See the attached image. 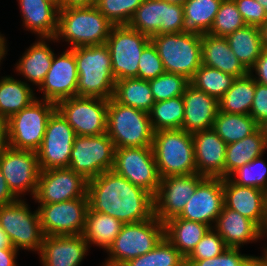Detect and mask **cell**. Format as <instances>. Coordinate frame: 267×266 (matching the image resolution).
<instances>
[{"mask_svg":"<svg viewBox=\"0 0 267 266\" xmlns=\"http://www.w3.org/2000/svg\"><path fill=\"white\" fill-rule=\"evenodd\" d=\"M107 135L115 148L152 147L154 130L148 112L108 100Z\"/></svg>","mask_w":267,"mask_h":266,"instance_id":"5b68a950","label":"cell"},{"mask_svg":"<svg viewBox=\"0 0 267 266\" xmlns=\"http://www.w3.org/2000/svg\"><path fill=\"white\" fill-rule=\"evenodd\" d=\"M263 156L238 168L228 178L239 186L255 187L267 192V165Z\"/></svg>","mask_w":267,"mask_h":266,"instance_id":"7bdbcfd3","label":"cell"},{"mask_svg":"<svg viewBox=\"0 0 267 266\" xmlns=\"http://www.w3.org/2000/svg\"><path fill=\"white\" fill-rule=\"evenodd\" d=\"M71 50L77 63V96L111 99L116 80L106 44L79 46Z\"/></svg>","mask_w":267,"mask_h":266,"instance_id":"7a4b0ae2","label":"cell"},{"mask_svg":"<svg viewBox=\"0 0 267 266\" xmlns=\"http://www.w3.org/2000/svg\"><path fill=\"white\" fill-rule=\"evenodd\" d=\"M263 251H264V253H265L266 257H267V248L263 249Z\"/></svg>","mask_w":267,"mask_h":266,"instance_id":"003e7915","label":"cell"},{"mask_svg":"<svg viewBox=\"0 0 267 266\" xmlns=\"http://www.w3.org/2000/svg\"><path fill=\"white\" fill-rule=\"evenodd\" d=\"M249 115L252 116L258 124L267 119V85L255 81V94Z\"/></svg>","mask_w":267,"mask_h":266,"instance_id":"f907efd6","label":"cell"},{"mask_svg":"<svg viewBox=\"0 0 267 266\" xmlns=\"http://www.w3.org/2000/svg\"><path fill=\"white\" fill-rule=\"evenodd\" d=\"M249 73L256 82L267 85V50H263Z\"/></svg>","mask_w":267,"mask_h":266,"instance_id":"816d5d0a","label":"cell"},{"mask_svg":"<svg viewBox=\"0 0 267 266\" xmlns=\"http://www.w3.org/2000/svg\"><path fill=\"white\" fill-rule=\"evenodd\" d=\"M164 238V223L155 216L143 222L124 224L101 266H122L128 260L153 250Z\"/></svg>","mask_w":267,"mask_h":266,"instance_id":"52a82bcc","label":"cell"},{"mask_svg":"<svg viewBox=\"0 0 267 266\" xmlns=\"http://www.w3.org/2000/svg\"><path fill=\"white\" fill-rule=\"evenodd\" d=\"M261 238L264 239L263 237L267 238V197L265 201V214H264V220L261 225ZM267 247L265 246L263 249H266Z\"/></svg>","mask_w":267,"mask_h":266,"instance_id":"6125c7cd","label":"cell"},{"mask_svg":"<svg viewBox=\"0 0 267 266\" xmlns=\"http://www.w3.org/2000/svg\"><path fill=\"white\" fill-rule=\"evenodd\" d=\"M245 26L246 23L238 11L234 0H222L212 28L208 33L214 36L226 37L228 34Z\"/></svg>","mask_w":267,"mask_h":266,"instance_id":"b9f144b4","label":"cell"},{"mask_svg":"<svg viewBox=\"0 0 267 266\" xmlns=\"http://www.w3.org/2000/svg\"><path fill=\"white\" fill-rule=\"evenodd\" d=\"M51 1H53L54 3L58 5V0H51Z\"/></svg>","mask_w":267,"mask_h":266,"instance_id":"a7ac6f4b","label":"cell"},{"mask_svg":"<svg viewBox=\"0 0 267 266\" xmlns=\"http://www.w3.org/2000/svg\"><path fill=\"white\" fill-rule=\"evenodd\" d=\"M196 173L208 178H225L227 144L211 128L192 134Z\"/></svg>","mask_w":267,"mask_h":266,"instance_id":"7402d4cb","label":"cell"},{"mask_svg":"<svg viewBox=\"0 0 267 266\" xmlns=\"http://www.w3.org/2000/svg\"><path fill=\"white\" fill-rule=\"evenodd\" d=\"M30 86L10 75L0 78V120H8L37 99Z\"/></svg>","mask_w":267,"mask_h":266,"instance_id":"4dcf8cb0","label":"cell"},{"mask_svg":"<svg viewBox=\"0 0 267 266\" xmlns=\"http://www.w3.org/2000/svg\"><path fill=\"white\" fill-rule=\"evenodd\" d=\"M123 225L119 219L88 209L82 236L87 241L89 248L94 244L107 251Z\"/></svg>","mask_w":267,"mask_h":266,"instance_id":"1f68e13d","label":"cell"},{"mask_svg":"<svg viewBox=\"0 0 267 266\" xmlns=\"http://www.w3.org/2000/svg\"><path fill=\"white\" fill-rule=\"evenodd\" d=\"M260 39L262 41L263 49L267 50V20L258 27Z\"/></svg>","mask_w":267,"mask_h":266,"instance_id":"680465c9","label":"cell"},{"mask_svg":"<svg viewBox=\"0 0 267 266\" xmlns=\"http://www.w3.org/2000/svg\"><path fill=\"white\" fill-rule=\"evenodd\" d=\"M56 109L74 129L76 136H97L106 133L107 99L75 96L59 101Z\"/></svg>","mask_w":267,"mask_h":266,"instance_id":"7c38bea8","label":"cell"},{"mask_svg":"<svg viewBox=\"0 0 267 266\" xmlns=\"http://www.w3.org/2000/svg\"><path fill=\"white\" fill-rule=\"evenodd\" d=\"M13 247L7 234L0 227V249Z\"/></svg>","mask_w":267,"mask_h":266,"instance_id":"94428289","label":"cell"},{"mask_svg":"<svg viewBox=\"0 0 267 266\" xmlns=\"http://www.w3.org/2000/svg\"><path fill=\"white\" fill-rule=\"evenodd\" d=\"M259 129L265 139V143L267 145V119H265L264 121H262L260 124H259Z\"/></svg>","mask_w":267,"mask_h":266,"instance_id":"be15d7a7","label":"cell"},{"mask_svg":"<svg viewBox=\"0 0 267 266\" xmlns=\"http://www.w3.org/2000/svg\"><path fill=\"white\" fill-rule=\"evenodd\" d=\"M164 72L163 63L158 55L156 47L150 42L143 49L140 56L137 78L149 81L160 76Z\"/></svg>","mask_w":267,"mask_h":266,"instance_id":"7dc6e473","label":"cell"},{"mask_svg":"<svg viewBox=\"0 0 267 266\" xmlns=\"http://www.w3.org/2000/svg\"><path fill=\"white\" fill-rule=\"evenodd\" d=\"M88 250L82 234L44 236L38 255L42 266H80Z\"/></svg>","mask_w":267,"mask_h":266,"instance_id":"603a6c76","label":"cell"},{"mask_svg":"<svg viewBox=\"0 0 267 266\" xmlns=\"http://www.w3.org/2000/svg\"><path fill=\"white\" fill-rule=\"evenodd\" d=\"M55 110L54 102L37 98L6 120L9 147L37 152L42 145L48 119Z\"/></svg>","mask_w":267,"mask_h":266,"instance_id":"ba28073f","label":"cell"},{"mask_svg":"<svg viewBox=\"0 0 267 266\" xmlns=\"http://www.w3.org/2000/svg\"><path fill=\"white\" fill-rule=\"evenodd\" d=\"M122 266H186L185 257L164 237L157 246Z\"/></svg>","mask_w":267,"mask_h":266,"instance_id":"60d3db41","label":"cell"},{"mask_svg":"<svg viewBox=\"0 0 267 266\" xmlns=\"http://www.w3.org/2000/svg\"><path fill=\"white\" fill-rule=\"evenodd\" d=\"M25 200L17 199L0 207V227L7 234L14 249L38 254L44 239L39 213L38 209L31 211Z\"/></svg>","mask_w":267,"mask_h":266,"instance_id":"9c48e42d","label":"cell"},{"mask_svg":"<svg viewBox=\"0 0 267 266\" xmlns=\"http://www.w3.org/2000/svg\"><path fill=\"white\" fill-rule=\"evenodd\" d=\"M205 178L198 173L161 178L153 196L154 216L162 223L179 216Z\"/></svg>","mask_w":267,"mask_h":266,"instance_id":"ac0fdd59","label":"cell"},{"mask_svg":"<svg viewBox=\"0 0 267 266\" xmlns=\"http://www.w3.org/2000/svg\"><path fill=\"white\" fill-rule=\"evenodd\" d=\"M150 40L156 47L165 72L180 74L190 80L202 65L201 33L158 34Z\"/></svg>","mask_w":267,"mask_h":266,"instance_id":"8992f818","label":"cell"},{"mask_svg":"<svg viewBox=\"0 0 267 266\" xmlns=\"http://www.w3.org/2000/svg\"><path fill=\"white\" fill-rule=\"evenodd\" d=\"M96 0H58V8L68 9L95 5Z\"/></svg>","mask_w":267,"mask_h":266,"instance_id":"11a10c76","label":"cell"},{"mask_svg":"<svg viewBox=\"0 0 267 266\" xmlns=\"http://www.w3.org/2000/svg\"><path fill=\"white\" fill-rule=\"evenodd\" d=\"M150 38L129 25H114L106 41L115 80L137 78L138 63Z\"/></svg>","mask_w":267,"mask_h":266,"instance_id":"30bf717a","label":"cell"},{"mask_svg":"<svg viewBox=\"0 0 267 266\" xmlns=\"http://www.w3.org/2000/svg\"><path fill=\"white\" fill-rule=\"evenodd\" d=\"M113 98L122 105L148 113L155 103L149 81L138 78L117 80Z\"/></svg>","mask_w":267,"mask_h":266,"instance_id":"d590c367","label":"cell"},{"mask_svg":"<svg viewBox=\"0 0 267 266\" xmlns=\"http://www.w3.org/2000/svg\"><path fill=\"white\" fill-rule=\"evenodd\" d=\"M226 39L233 53L248 71L254 66L264 50L256 26L246 25L228 34Z\"/></svg>","mask_w":267,"mask_h":266,"instance_id":"836d02e7","label":"cell"},{"mask_svg":"<svg viewBox=\"0 0 267 266\" xmlns=\"http://www.w3.org/2000/svg\"><path fill=\"white\" fill-rule=\"evenodd\" d=\"M112 170L153 196L161 181L152 147L115 148Z\"/></svg>","mask_w":267,"mask_h":266,"instance_id":"9a60e30c","label":"cell"},{"mask_svg":"<svg viewBox=\"0 0 267 266\" xmlns=\"http://www.w3.org/2000/svg\"><path fill=\"white\" fill-rule=\"evenodd\" d=\"M113 24L95 7L59 10L58 27L52 41L68 42L70 49L79 46L105 44Z\"/></svg>","mask_w":267,"mask_h":266,"instance_id":"3957f363","label":"cell"},{"mask_svg":"<svg viewBox=\"0 0 267 266\" xmlns=\"http://www.w3.org/2000/svg\"><path fill=\"white\" fill-rule=\"evenodd\" d=\"M184 119L182 130L187 133L208 130L213 127L219 111L218 100L189 84L182 95Z\"/></svg>","mask_w":267,"mask_h":266,"instance_id":"cb8c5ba5","label":"cell"},{"mask_svg":"<svg viewBox=\"0 0 267 266\" xmlns=\"http://www.w3.org/2000/svg\"><path fill=\"white\" fill-rule=\"evenodd\" d=\"M149 84L154 100L158 102L182 96L190 82L183 75L164 72L160 76L149 80Z\"/></svg>","mask_w":267,"mask_h":266,"instance_id":"f6af8a7d","label":"cell"},{"mask_svg":"<svg viewBox=\"0 0 267 266\" xmlns=\"http://www.w3.org/2000/svg\"><path fill=\"white\" fill-rule=\"evenodd\" d=\"M234 79L235 77L232 75L202 64L189 82L197 90L203 91L219 101L231 87Z\"/></svg>","mask_w":267,"mask_h":266,"instance_id":"ab89813d","label":"cell"},{"mask_svg":"<svg viewBox=\"0 0 267 266\" xmlns=\"http://www.w3.org/2000/svg\"><path fill=\"white\" fill-rule=\"evenodd\" d=\"M0 168L9 189L18 199L28 193L34 198L41 171L37 152L8 147L0 157Z\"/></svg>","mask_w":267,"mask_h":266,"instance_id":"e0dca14e","label":"cell"},{"mask_svg":"<svg viewBox=\"0 0 267 266\" xmlns=\"http://www.w3.org/2000/svg\"><path fill=\"white\" fill-rule=\"evenodd\" d=\"M77 63L74 52L66 49L62 54L54 53L53 61L39 92L41 99L57 104L59 101L77 96Z\"/></svg>","mask_w":267,"mask_h":266,"instance_id":"ffe728a7","label":"cell"},{"mask_svg":"<svg viewBox=\"0 0 267 266\" xmlns=\"http://www.w3.org/2000/svg\"><path fill=\"white\" fill-rule=\"evenodd\" d=\"M262 252L263 254L261 256L249 255L241 266H267V257L264 251Z\"/></svg>","mask_w":267,"mask_h":266,"instance_id":"9f6ffc18","label":"cell"},{"mask_svg":"<svg viewBox=\"0 0 267 266\" xmlns=\"http://www.w3.org/2000/svg\"><path fill=\"white\" fill-rule=\"evenodd\" d=\"M44 236L82 234L89 209L88 196L57 203H38Z\"/></svg>","mask_w":267,"mask_h":266,"instance_id":"5bb4252c","label":"cell"},{"mask_svg":"<svg viewBox=\"0 0 267 266\" xmlns=\"http://www.w3.org/2000/svg\"><path fill=\"white\" fill-rule=\"evenodd\" d=\"M255 94V80L250 73L235 78L231 87L218 101L219 111L249 115Z\"/></svg>","mask_w":267,"mask_h":266,"instance_id":"e575fe53","label":"cell"},{"mask_svg":"<svg viewBox=\"0 0 267 266\" xmlns=\"http://www.w3.org/2000/svg\"><path fill=\"white\" fill-rule=\"evenodd\" d=\"M128 25L149 38L186 32L183 5L164 0H144Z\"/></svg>","mask_w":267,"mask_h":266,"instance_id":"4fadbf2b","label":"cell"},{"mask_svg":"<svg viewBox=\"0 0 267 266\" xmlns=\"http://www.w3.org/2000/svg\"><path fill=\"white\" fill-rule=\"evenodd\" d=\"M18 198L11 192L0 168V207L16 201Z\"/></svg>","mask_w":267,"mask_h":266,"instance_id":"f5cc1de1","label":"cell"},{"mask_svg":"<svg viewBox=\"0 0 267 266\" xmlns=\"http://www.w3.org/2000/svg\"><path fill=\"white\" fill-rule=\"evenodd\" d=\"M33 44L29 46L16 63L15 70L18 75L24 77V82L37 86L43 83L47 72L49 71L54 52L48 44L52 38H37Z\"/></svg>","mask_w":267,"mask_h":266,"instance_id":"f1b7e54d","label":"cell"},{"mask_svg":"<svg viewBox=\"0 0 267 266\" xmlns=\"http://www.w3.org/2000/svg\"><path fill=\"white\" fill-rule=\"evenodd\" d=\"M114 157L115 146L107 133L97 136H76L69 168L89 180L112 170Z\"/></svg>","mask_w":267,"mask_h":266,"instance_id":"8fae6325","label":"cell"},{"mask_svg":"<svg viewBox=\"0 0 267 266\" xmlns=\"http://www.w3.org/2000/svg\"><path fill=\"white\" fill-rule=\"evenodd\" d=\"M152 150L160 178L196 173L191 133L182 129L156 131Z\"/></svg>","mask_w":267,"mask_h":266,"instance_id":"277c9868","label":"cell"},{"mask_svg":"<svg viewBox=\"0 0 267 266\" xmlns=\"http://www.w3.org/2000/svg\"><path fill=\"white\" fill-rule=\"evenodd\" d=\"M213 229L223 238L227 247L240 248L244 244L261 241V229L252 220L223 206Z\"/></svg>","mask_w":267,"mask_h":266,"instance_id":"484cf974","label":"cell"},{"mask_svg":"<svg viewBox=\"0 0 267 266\" xmlns=\"http://www.w3.org/2000/svg\"><path fill=\"white\" fill-rule=\"evenodd\" d=\"M210 228L177 216L164 223V237L186 258Z\"/></svg>","mask_w":267,"mask_h":266,"instance_id":"f546056e","label":"cell"},{"mask_svg":"<svg viewBox=\"0 0 267 266\" xmlns=\"http://www.w3.org/2000/svg\"><path fill=\"white\" fill-rule=\"evenodd\" d=\"M212 129L226 144H230L256 132L259 124L250 115L218 111Z\"/></svg>","mask_w":267,"mask_h":266,"instance_id":"8d00e7d4","label":"cell"},{"mask_svg":"<svg viewBox=\"0 0 267 266\" xmlns=\"http://www.w3.org/2000/svg\"><path fill=\"white\" fill-rule=\"evenodd\" d=\"M88 180L68 168L40 171L35 203H57L86 197Z\"/></svg>","mask_w":267,"mask_h":266,"instance_id":"d6986e66","label":"cell"},{"mask_svg":"<svg viewBox=\"0 0 267 266\" xmlns=\"http://www.w3.org/2000/svg\"><path fill=\"white\" fill-rule=\"evenodd\" d=\"M260 5L264 7V10L267 12V0H256Z\"/></svg>","mask_w":267,"mask_h":266,"instance_id":"03108f58","label":"cell"},{"mask_svg":"<svg viewBox=\"0 0 267 266\" xmlns=\"http://www.w3.org/2000/svg\"><path fill=\"white\" fill-rule=\"evenodd\" d=\"M172 4L183 5L186 0H164Z\"/></svg>","mask_w":267,"mask_h":266,"instance_id":"e7e4bbea","label":"cell"},{"mask_svg":"<svg viewBox=\"0 0 267 266\" xmlns=\"http://www.w3.org/2000/svg\"><path fill=\"white\" fill-rule=\"evenodd\" d=\"M87 196L91 211L110 215L123 224L143 222L154 217L153 195L114 170L89 179Z\"/></svg>","mask_w":267,"mask_h":266,"instance_id":"6da1fadb","label":"cell"},{"mask_svg":"<svg viewBox=\"0 0 267 266\" xmlns=\"http://www.w3.org/2000/svg\"><path fill=\"white\" fill-rule=\"evenodd\" d=\"M228 248L223 238L210 228L202 239L197 243L193 251L185 258V261H199L219 256Z\"/></svg>","mask_w":267,"mask_h":266,"instance_id":"bcb514c9","label":"cell"},{"mask_svg":"<svg viewBox=\"0 0 267 266\" xmlns=\"http://www.w3.org/2000/svg\"><path fill=\"white\" fill-rule=\"evenodd\" d=\"M266 149L267 145L260 129L240 141L227 144L225 178H228L238 168L265 154Z\"/></svg>","mask_w":267,"mask_h":266,"instance_id":"d6a6232c","label":"cell"},{"mask_svg":"<svg viewBox=\"0 0 267 266\" xmlns=\"http://www.w3.org/2000/svg\"><path fill=\"white\" fill-rule=\"evenodd\" d=\"M19 251L13 247L0 249V266H18L17 254Z\"/></svg>","mask_w":267,"mask_h":266,"instance_id":"db71d44e","label":"cell"},{"mask_svg":"<svg viewBox=\"0 0 267 266\" xmlns=\"http://www.w3.org/2000/svg\"><path fill=\"white\" fill-rule=\"evenodd\" d=\"M246 25L261 26L267 20V12L256 0H234Z\"/></svg>","mask_w":267,"mask_h":266,"instance_id":"681fc988","label":"cell"},{"mask_svg":"<svg viewBox=\"0 0 267 266\" xmlns=\"http://www.w3.org/2000/svg\"><path fill=\"white\" fill-rule=\"evenodd\" d=\"M7 49L8 47H7L6 37L3 36V34H1L0 32V66H1V62L3 61V59L5 58L7 54V51H8Z\"/></svg>","mask_w":267,"mask_h":266,"instance_id":"91938a15","label":"cell"},{"mask_svg":"<svg viewBox=\"0 0 267 266\" xmlns=\"http://www.w3.org/2000/svg\"><path fill=\"white\" fill-rule=\"evenodd\" d=\"M201 48L202 64L235 78L243 77L249 73L231 50L226 37L202 33Z\"/></svg>","mask_w":267,"mask_h":266,"instance_id":"83f0119b","label":"cell"},{"mask_svg":"<svg viewBox=\"0 0 267 266\" xmlns=\"http://www.w3.org/2000/svg\"><path fill=\"white\" fill-rule=\"evenodd\" d=\"M249 255L241 254L240 248H226L219 256L199 261H185L186 266H241Z\"/></svg>","mask_w":267,"mask_h":266,"instance_id":"c3c4849f","label":"cell"},{"mask_svg":"<svg viewBox=\"0 0 267 266\" xmlns=\"http://www.w3.org/2000/svg\"><path fill=\"white\" fill-rule=\"evenodd\" d=\"M223 206V178L206 177L197 186L178 217L207 224L213 228Z\"/></svg>","mask_w":267,"mask_h":266,"instance_id":"44dd1931","label":"cell"},{"mask_svg":"<svg viewBox=\"0 0 267 266\" xmlns=\"http://www.w3.org/2000/svg\"><path fill=\"white\" fill-rule=\"evenodd\" d=\"M224 205L255 222L260 228L264 220L267 192L255 187L239 186L223 178Z\"/></svg>","mask_w":267,"mask_h":266,"instance_id":"d4e9b609","label":"cell"},{"mask_svg":"<svg viewBox=\"0 0 267 266\" xmlns=\"http://www.w3.org/2000/svg\"><path fill=\"white\" fill-rule=\"evenodd\" d=\"M222 0H186L183 4L186 31L208 33Z\"/></svg>","mask_w":267,"mask_h":266,"instance_id":"74e56055","label":"cell"},{"mask_svg":"<svg viewBox=\"0 0 267 266\" xmlns=\"http://www.w3.org/2000/svg\"><path fill=\"white\" fill-rule=\"evenodd\" d=\"M154 132L159 130L182 129L184 102L182 96L155 102L149 112Z\"/></svg>","mask_w":267,"mask_h":266,"instance_id":"f35d334b","label":"cell"},{"mask_svg":"<svg viewBox=\"0 0 267 266\" xmlns=\"http://www.w3.org/2000/svg\"><path fill=\"white\" fill-rule=\"evenodd\" d=\"M144 0H96L95 7L113 24L128 25Z\"/></svg>","mask_w":267,"mask_h":266,"instance_id":"ee69618b","label":"cell"},{"mask_svg":"<svg viewBox=\"0 0 267 266\" xmlns=\"http://www.w3.org/2000/svg\"><path fill=\"white\" fill-rule=\"evenodd\" d=\"M75 137L74 129L56 109L48 119L42 145L37 151L40 170L68 168Z\"/></svg>","mask_w":267,"mask_h":266,"instance_id":"2e32d148","label":"cell"},{"mask_svg":"<svg viewBox=\"0 0 267 266\" xmlns=\"http://www.w3.org/2000/svg\"><path fill=\"white\" fill-rule=\"evenodd\" d=\"M9 147L7 123L4 120H0V157L3 152Z\"/></svg>","mask_w":267,"mask_h":266,"instance_id":"6f0895ef","label":"cell"},{"mask_svg":"<svg viewBox=\"0 0 267 266\" xmlns=\"http://www.w3.org/2000/svg\"><path fill=\"white\" fill-rule=\"evenodd\" d=\"M24 29L38 38H55L59 8L51 0H17Z\"/></svg>","mask_w":267,"mask_h":266,"instance_id":"4316f807","label":"cell"}]
</instances>
